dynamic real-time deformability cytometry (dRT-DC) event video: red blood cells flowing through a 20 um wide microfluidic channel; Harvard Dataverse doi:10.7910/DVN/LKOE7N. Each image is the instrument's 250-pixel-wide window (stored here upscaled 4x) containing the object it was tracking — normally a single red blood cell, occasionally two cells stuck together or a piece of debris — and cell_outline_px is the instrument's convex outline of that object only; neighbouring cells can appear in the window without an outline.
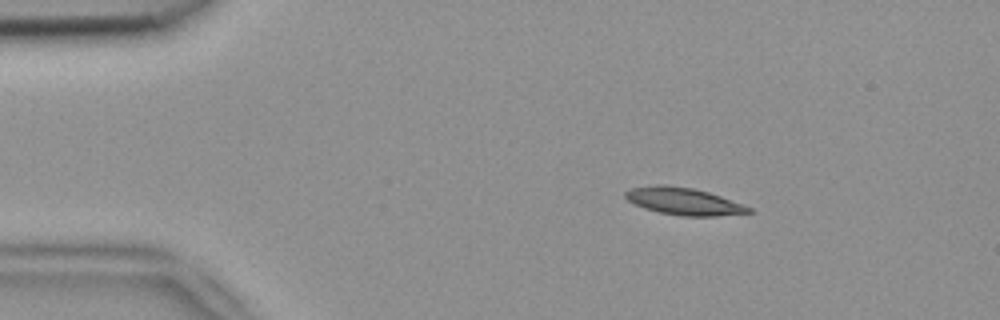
{"species": "common noctule bat (a hibernating species)", "species_latin": "Nyctalus noctula", "temperature_condition": "room temperature", "stored_images_in_passage": 2, "camera_frame_rate_fps": 3000, "um_per_image_px": 0.085, "animal": {"sex": "female", "body_mass_g": 18.4}, "frame": {"image": 1, "passage_image": 1, "time_ms": 0.0, "image_size_px": [1000, 320], "cell_outline_px": [[752, 212], [716, 216], [680, 216], [660, 212], [644, 208], [628, 200], [624, 196], [624, 192], [632, 188], [660, 184], [664, 184], [692, 188], [708, 192], [720, 196], [752, 208]], "centroid_in_image_um": [58.1, 17.11], "position_along_channel_um": 26.9, "area_um2": 19.31}}